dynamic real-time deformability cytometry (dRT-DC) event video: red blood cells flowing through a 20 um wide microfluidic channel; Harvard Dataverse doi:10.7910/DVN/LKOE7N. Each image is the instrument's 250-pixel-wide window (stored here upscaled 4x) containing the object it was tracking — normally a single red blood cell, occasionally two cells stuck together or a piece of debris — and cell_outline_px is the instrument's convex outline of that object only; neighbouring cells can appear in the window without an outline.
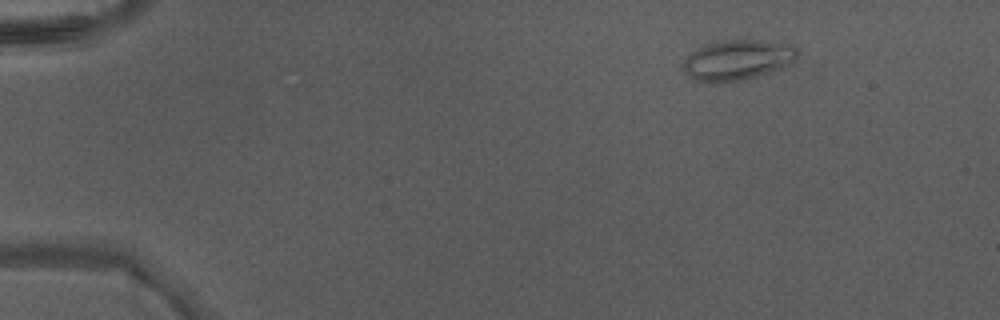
{"species": "Egyptian fruit bat (a non-hibernating species)", "species_latin": "Rousettus aegyptiacus", "temperature_condition": "warm", "stored_images_in_passage": 42, "camera_frame_rate_fps": 3000, "um_per_image_px": 0.085, "animal": {"sex": "male"}, "frame": {"image": 1, "passage_image": 1, "time_ms": 0.0, "image_size_px": [1000, 320], "cell_outline_px": [[800, 52], [796, 60], [784, 68], [756, 76], [740, 80], [720, 84], [708, 84], [696, 80], [684, 68], [684, 60], [692, 52], [704, 44], [712, 40], [760, 40], [792, 44]], "centroid_in_image_um": [62.73, 5.09], "position_along_channel_um": 22.3, "area_um2": 27.22}}
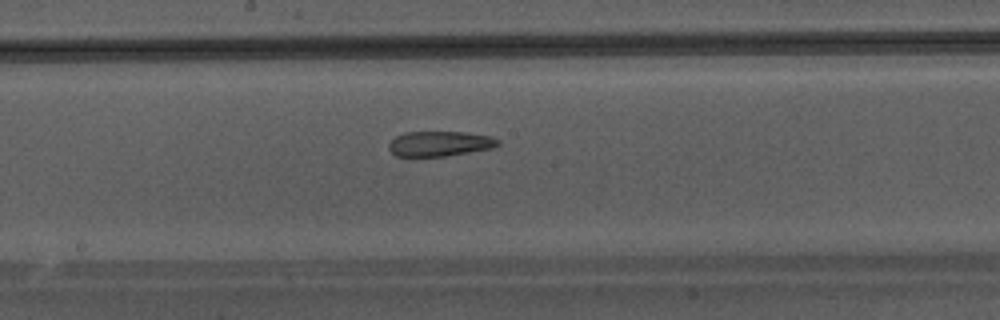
{"frame": {"image": 2, "passage_image": 21, "time_ms": 6.667, "image_size_px": [1000, 320], "cell_outline_px": [[500, 144], [492, 148], [444, 156], [396, 156], [388, 148], [388, 144], [396, 136], [404, 132], [464, 132], [492, 136], [500, 140]], "centroid_in_image_um": [37.38, 12.2], "position_along_channel_um": 210.8, "area_um2": 15.9}}
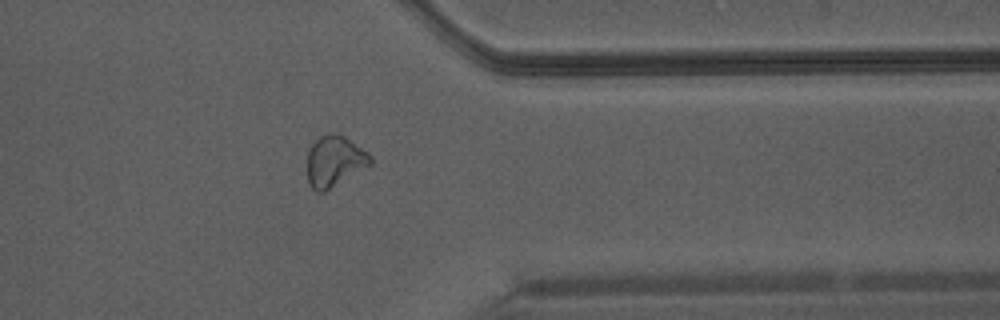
{"frame": {"image": 3, "passage_image": 33, "time_ms": 10.667, "image_size_px": [1000, 320], "cell_outline_px": [[372, 164], [324, 192], [316, 192], [308, 184], [308, 152], [312, 144], [320, 136], [336, 132], [340, 132], [368, 152], [372, 156]], "centroid_in_image_um": [28.45, 13.69], "position_along_channel_um": 382.9, "area_um2": 18.84}}